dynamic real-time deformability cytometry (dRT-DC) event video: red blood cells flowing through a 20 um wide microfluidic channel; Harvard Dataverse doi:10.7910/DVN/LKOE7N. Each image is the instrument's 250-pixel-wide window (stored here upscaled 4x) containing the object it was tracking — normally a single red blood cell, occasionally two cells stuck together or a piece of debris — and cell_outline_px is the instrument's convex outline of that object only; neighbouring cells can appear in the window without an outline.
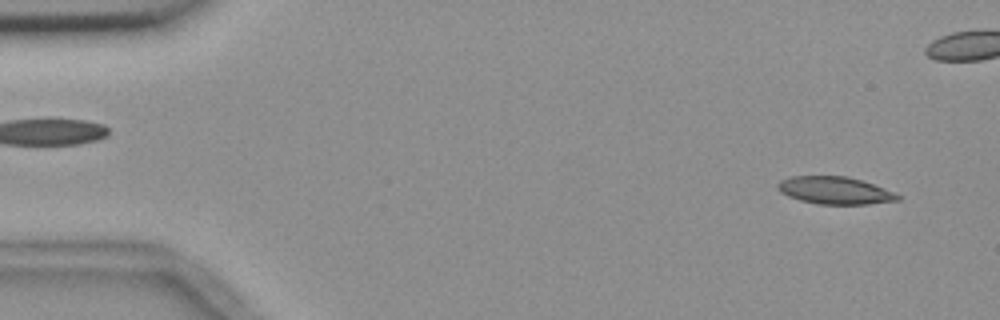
{"species": "common noctule bat (a hibernating species)", "species_latin": "Nyctalus noctula", "temperature_condition": "room temperature", "stored_images_in_passage": 12, "camera_frame_rate_fps": 3000, "um_per_image_px": 0.085, "animal": {"sex": "female", "body_mass_g": 18.4}, "frame": {"image": 1, "passage_image": 3, "time_ms": 0.667, "image_size_px": [1000, 320], "cell_outline_px": [[900, 200], [868, 204], [816, 204], [800, 200], [788, 196], [780, 192], [776, 188], [776, 184], [780, 180], [792, 176], [848, 176], [884, 188], [900, 196]], "centroid_in_image_um": [70.91, 16.19], "position_along_channel_um": 14.1, "area_um2": 19.13}}